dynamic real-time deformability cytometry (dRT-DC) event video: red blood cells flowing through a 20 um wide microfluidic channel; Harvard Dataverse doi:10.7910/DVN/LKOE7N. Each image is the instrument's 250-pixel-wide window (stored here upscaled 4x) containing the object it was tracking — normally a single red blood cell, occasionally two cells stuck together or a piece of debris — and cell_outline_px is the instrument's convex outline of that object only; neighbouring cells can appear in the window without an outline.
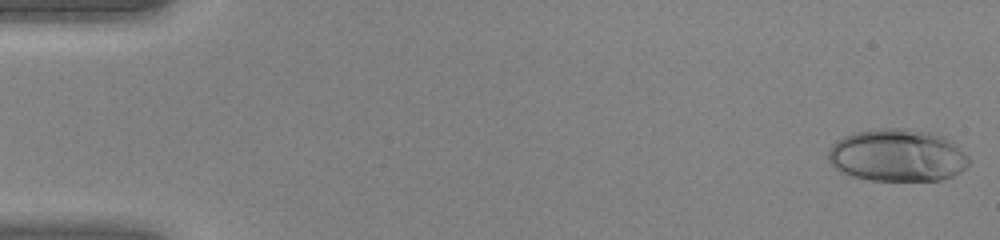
{"species": "human", "species_latin": "Homo sapiens", "temperature_condition": "warm", "stored_images_in_passage": 45, "camera_frame_rate_fps": 3000, "um_per_image_px": 0.085, "donor": {"sex": "female"}, "frame": {"image": 1, "passage_image": 1, "time_ms": 0.0, "image_size_px": [1000, 240], "cell_outline_px": [[972, 160], [960, 172], [944, 180], [868, 180], [852, 176], [840, 172], [828, 160], [828, 152], [832, 144], [836, 140], [844, 136], [856, 132], [876, 128], [908, 128], [932, 132], [944, 136], [952, 140]], "centroid_in_image_um": [76.29, 13.19], "position_along_channel_um": 8.7, "area_um2": 43.47}}
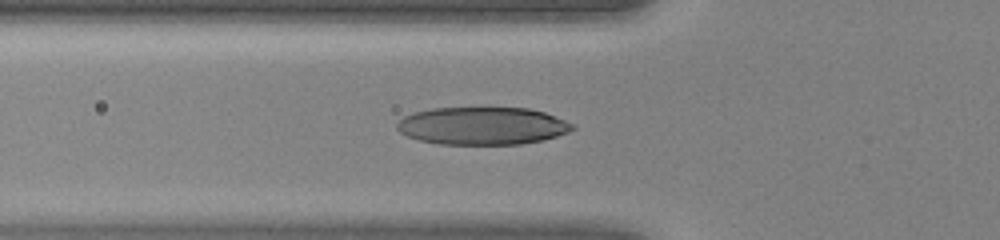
{"frame": {"image": 2, "passage_image": 16, "time_ms": 5.0, "image_size_px": [1000, 240], "cell_outline_px": [[576, 128], [568, 132], [544, 140], [520, 144], [440, 144], [420, 140], [408, 136], [400, 132], [396, 128], [396, 124], [404, 116], [412, 112], [432, 108], [528, 108], [544, 112], [576, 124]], "centroid_in_image_um": [41.02, 10.69], "position_along_channel_um": 84.8, "area_um2": 38.61}}
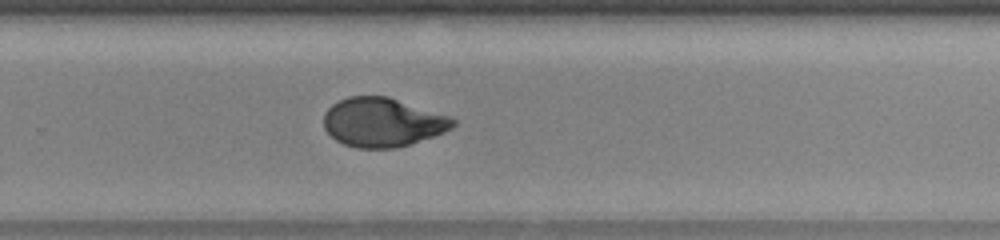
{"frame": {"image": 3, "passage_image": 30, "time_ms": 9.667, "image_size_px": [1000, 240], "cell_outline_px": [[456, 124], [452, 128], [444, 132], [396, 148], [356, 148], [344, 144], [336, 140], [324, 128], [324, 112], [332, 104], [348, 96], [388, 96], [452, 116], [456, 120]], "centroid_in_image_um": [32.53, 10.38], "position_along_channel_um": 297.3, "area_um2": 36.99}}